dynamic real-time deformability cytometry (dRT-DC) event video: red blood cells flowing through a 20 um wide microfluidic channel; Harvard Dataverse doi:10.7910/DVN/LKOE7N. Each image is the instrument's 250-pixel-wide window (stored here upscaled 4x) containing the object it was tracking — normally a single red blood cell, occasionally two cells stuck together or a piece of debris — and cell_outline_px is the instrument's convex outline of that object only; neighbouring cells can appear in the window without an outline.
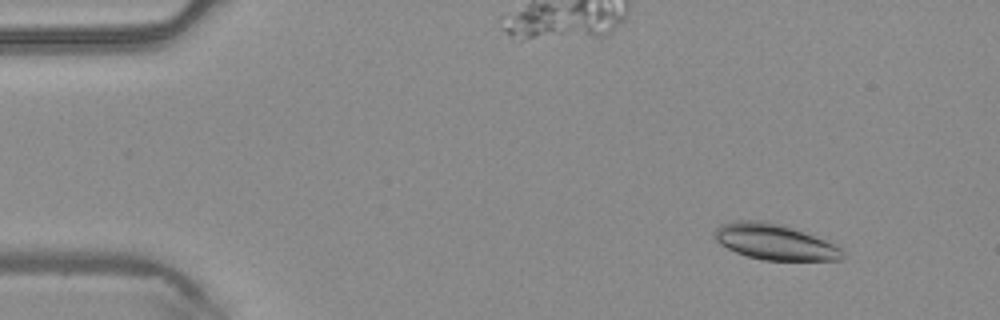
{"species": "common noctule bat (a hibernating species)", "species_latin": "Nyctalus noctula", "temperature_condition": "warm", "stored_images_in_passage": 3, "camera_frame_rate_fps": 3000, "um_per_image_px": 0.085, "animal": {"sex": "male", "body_mass_g": 20.4}, "frame": {"image": 1, "passage_image": 1, "time_ms": 0.0, "image_size_px": [1000, 320], "cell_outline_px": [[844, 260], [760, 260], [736, 252], [720, 244], [712, 236], [712, 232], [720, 224], [732, 220], [764, 220], [792, 228], [804, 232], [824, 240], [840, 248], [844, 252]], "centroid_in_image_um": [65.78, 20.55], "position_along_channel_um": 19.2, "area_um2": 26.65}}